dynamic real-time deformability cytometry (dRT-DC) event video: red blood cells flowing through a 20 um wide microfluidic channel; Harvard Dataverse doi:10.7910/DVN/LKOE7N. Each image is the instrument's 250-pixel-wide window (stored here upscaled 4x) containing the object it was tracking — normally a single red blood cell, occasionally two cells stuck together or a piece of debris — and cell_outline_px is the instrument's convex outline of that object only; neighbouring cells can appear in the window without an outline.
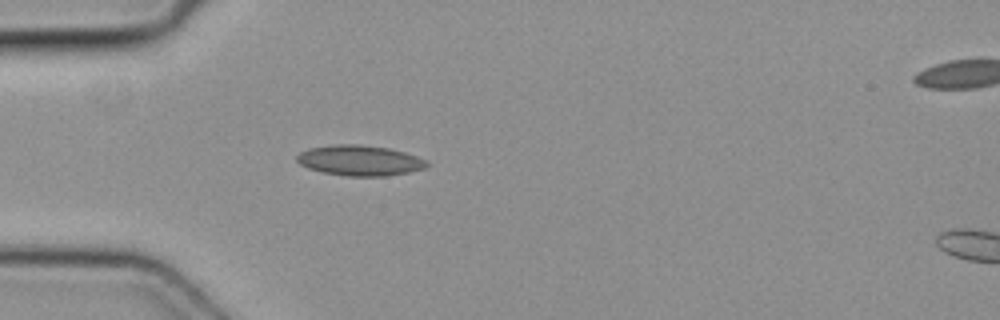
{"species": "common noctule bat (a hibernating species)", "species_latin": "Nyctalus noctula", "temperature_condition": "cold", "stored_images_in_passage": 5, "camera_frame_rate_fps": 3000, "um_per_image_px": 0.085, "animal": {"sex": "female", "body_mass_g": 19.3, "forearm_length_mm": 54.1}, "frame": {"image": 1, "passage_image": 4, "time_ms": 1.0, "image_size_px": [1000, 320], "cell_outline_px": [[432, 164], [424, 168], [408, 172], [384, 176], [348, 176], [324, 172], [308, 168], [300, 164], [296, 160], [296, 156], [300, 152], [308, 148], [332, 144], [360, 144], [388, 148], [404, 152], [428, 160]], "centroid_in_image_um": [30.58, 13.63], "position_along_channel_um": 54.4, "area_um2": 23.12}}